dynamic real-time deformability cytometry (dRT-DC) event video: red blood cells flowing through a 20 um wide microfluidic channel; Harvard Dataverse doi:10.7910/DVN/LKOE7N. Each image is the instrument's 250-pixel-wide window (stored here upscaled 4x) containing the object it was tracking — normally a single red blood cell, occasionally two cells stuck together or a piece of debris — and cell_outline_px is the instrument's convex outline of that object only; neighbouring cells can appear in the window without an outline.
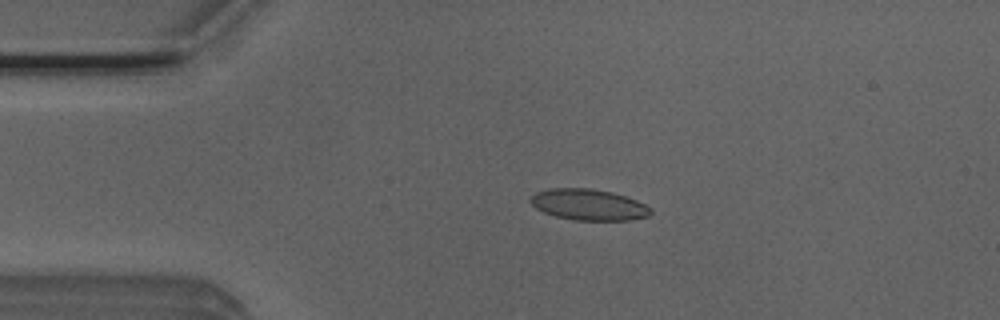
{"species": "Egyptian fruit bat (a non-hibernating species)", "species_latin": "Rousettus aegyptiacus", "temperature_condition": "room temperature", "stored_images_in_passage": 4, "camera_frame_rate_fps": 3000, "um_per_image_px": 0.085, "animal": {"sex": "male"}, "frame": {"image": 1, "passage_image": 4, "time_ms": 1.0, "image_size_px": [1000, 320], "cell_outline_px": [[652, 212], [648, 216], [628, 220], [572, 220], [556, 216], [544, 212], [536, 208], [528, 200], [536, 192], [548, 188], [588, 188], [612, 192], [636, 200], [652, 208]], "centroid_in_image_um": [50.01, 17.39], "position_along_channel_um": 35.0, "area_um2": 21.73}}